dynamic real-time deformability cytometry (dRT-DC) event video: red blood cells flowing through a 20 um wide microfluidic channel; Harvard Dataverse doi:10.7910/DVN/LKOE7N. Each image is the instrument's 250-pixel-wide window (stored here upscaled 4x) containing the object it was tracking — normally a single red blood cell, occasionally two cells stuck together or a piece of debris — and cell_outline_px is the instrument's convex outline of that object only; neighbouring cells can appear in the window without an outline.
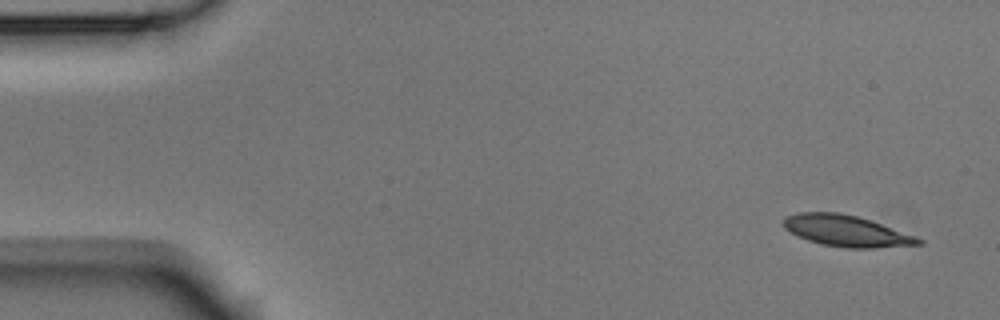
{"species": "Egyptian fruit bat (a non-hibernating species)", "species_latin": "Rousettus aegyptiacus", "temperature_condition": "room temperature", "stored_images_in_passage": 9, "camera_frame_rate_fps": 3000, "um_per_image_px": 0.085, "animal": {"sex": "male"}, "frame": {"image": 1, "passage_image": 1, "time_ms": 0.0, "image_size_px": [1000, 320], "cell_outline_px": [[924, 244], [876, 248], [844, 248], [820, 244], [796, 236], [784, 228], [780, 224], [784, 216], [800, 212], [836, 212], [856, 216], [916, 236], [924, 240]], "centroid_in_image_um": [71.88, 19.63], "position_along_channel_um": 13.1, "area_um2": 24.68}}
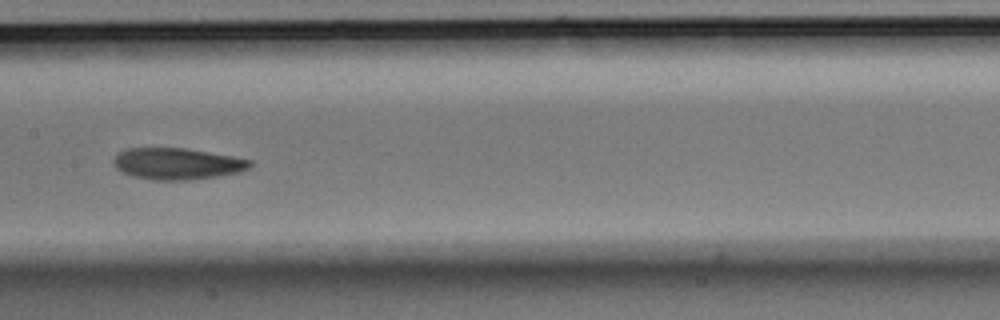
{"frame": {"image": 2, "passage_image": 7, "time_ms": 2.0, "image_size_px": [1000, 320], "cell_outline_px": [[252, 164], [248, 168], [240, 172], [220, 176], [188, 180], [152, 180], [132, 176], [120, 172], [116, 168], [112, 160], [120, 152], [128, 148], [184, 148], [232, 156], [252, 160]], "centroid_in_image_um": [15.05, 13.93], "position_along_channel_um": 192.3, "area_um2": 25.09}}
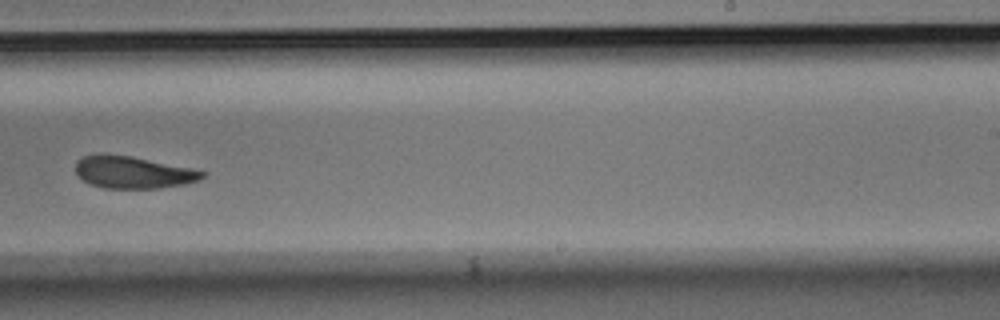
{"frame": {"image": 3, "passage_image": 9, "time_ms": 2.667, "image_size_px": [1000, 320], "cell_outline_px": [[204, 176], [200, 180], [184, 184], [160, 188], [104, 188], [92, 184], [84, 180], [76, 172], [76, 160], [84, 156], [104, 152], [132, 156], [192, 168], [204, 172]], "centroid_in_image_um": [11.3, 14.62], "position_along_channel_um": 277.7, "area_um2": 23.81}}